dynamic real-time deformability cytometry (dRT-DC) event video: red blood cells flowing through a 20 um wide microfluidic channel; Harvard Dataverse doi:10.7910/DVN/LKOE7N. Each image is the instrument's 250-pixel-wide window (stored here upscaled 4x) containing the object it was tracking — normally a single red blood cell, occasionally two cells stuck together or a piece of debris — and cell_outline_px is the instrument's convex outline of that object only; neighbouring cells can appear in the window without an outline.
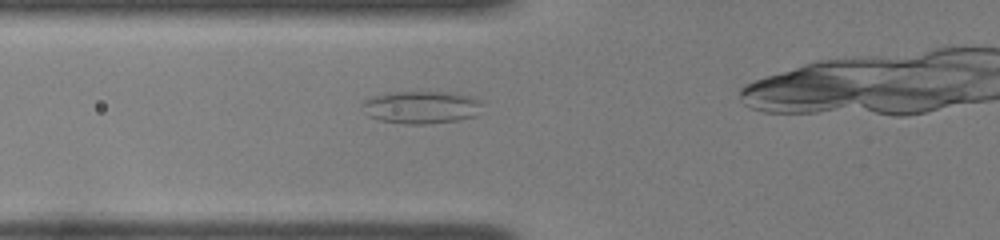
{"species": "common noctule bat (a hibernating species)", "species_latin": "Nyctalus noctula", "temperature_condition": "room temperature", "stored_images_in_passage": 20, "camera_frame_rate_fps": 3000, "um_per_image_px": 0.085, "animal": {"sex": "female", "body_mass_g": 22.0, "forearm_length_mm": 56.7}, "frame": {"image": 1, "passage_image": 3, "time_ms": 0.667, "image_size_px": [1000, 240], "cell_outline_px": [[480, 104], [476, 116], [456, 120], [428, 124], [404, 124], [380, 120], [368, 116], [360, 108], [360, 104], [364, 100], [372, 96], [388, 92], [448, 92], [476, 96], [480, 100]], "centroid_in_image_um": [35.76, 9.11], "position_along_channel_um": 90.0, "area_um2": 23.06}}
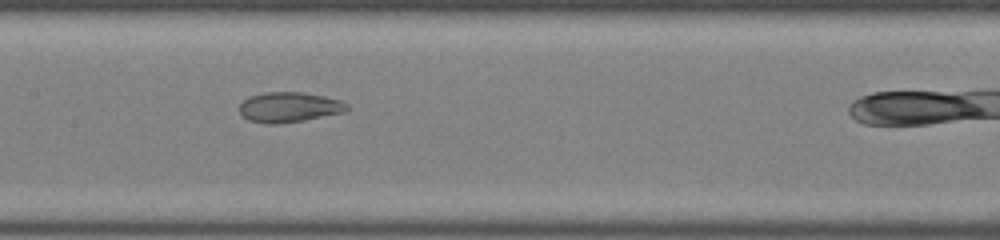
{"frame": {"image": 2, "passage_image": 10, "time_ms": 3.0, "image_size_px": [1000, 240], "cell_outline_px": [[348, 108], [344, 112], [304, 120], [276, 124], [268, 124], [248, 120], [240, 116], [240, 104], [248, 96], [264, 92], [304, 92], [324, 96], [340, 100], [348, 104]], "centroid_in_image_um": [24.54, 9.1], "position_along_channel_um": 182.9, "area_um2": 18.96}}
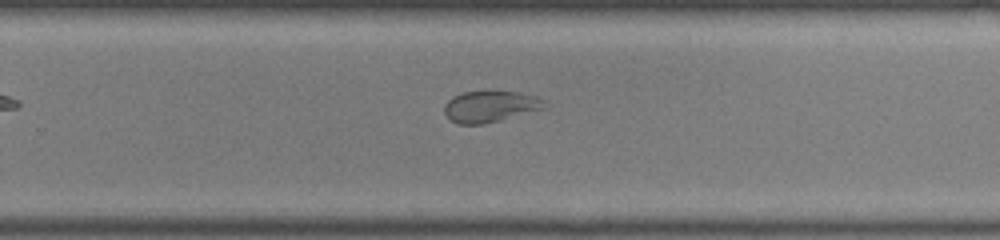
{"frame": {"image": 3, "passage_image": 18, "time_ms": 5.667, "image_size_px": [1000, 240], "cell_outline_px": [[548, 108], [484, 124], [460, 124], [452, 120], [444, 112], [444, 104], [452, 96], [464, 92], [488, 88], [516, 92], [536, 96], [544, 100]], "centroid_in_image_um": [41.69, 9.0], "position_along_channel_um": 288.1, "area_um2": 18.9}}